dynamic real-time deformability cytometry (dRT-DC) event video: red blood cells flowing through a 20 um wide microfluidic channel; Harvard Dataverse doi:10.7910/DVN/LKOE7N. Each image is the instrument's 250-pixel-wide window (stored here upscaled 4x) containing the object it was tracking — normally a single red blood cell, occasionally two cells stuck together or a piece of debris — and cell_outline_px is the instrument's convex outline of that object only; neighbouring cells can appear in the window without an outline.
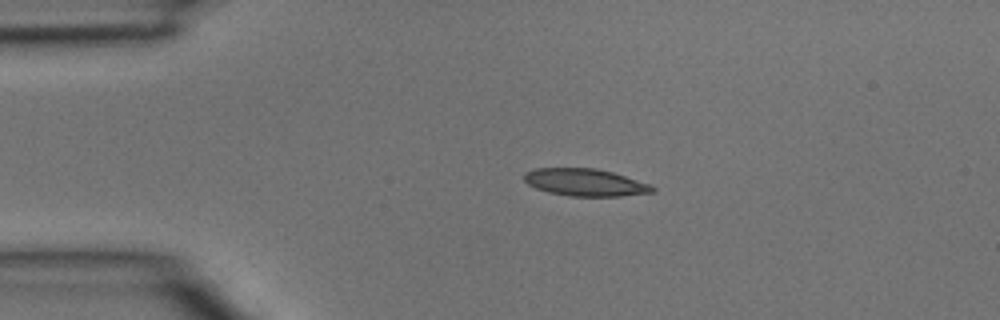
{"species": "common noctule bat (a hibernating species)", "species_latin": "Nyctalus noctula", "temperature_condition": "room temperature", "stored_images_in_passage": 3, "camera_frame_rate_fps": 3000, "um_per_image_px": 0.085, "animal": {"sex": "male", "body_mass_g": 15.6}, "frame": {"image": 1, "passage_image": 2, "time_ms": 0.333, "image_size_px": [1000, 320], "cell_outline_px": [[656, 192], [620, 196], [572, 196], [548, 192], [536, 188], [528, 184], [524, 180], [524, 172], [536, 168], [596, 168], [612, 172], [652, 184], [656, 188]], "centroid_in_image_um": [49.77, 15.5], "position_along_channel_um": 35.2, "area_um2": 20.52}}